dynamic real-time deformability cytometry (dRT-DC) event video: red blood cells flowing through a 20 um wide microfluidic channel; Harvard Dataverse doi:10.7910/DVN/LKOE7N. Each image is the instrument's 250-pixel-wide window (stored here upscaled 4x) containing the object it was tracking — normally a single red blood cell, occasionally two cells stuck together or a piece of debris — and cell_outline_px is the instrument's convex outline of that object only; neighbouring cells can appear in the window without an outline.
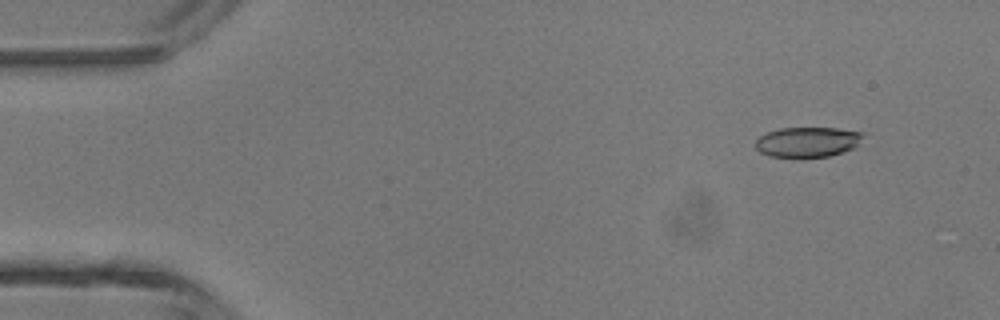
{"species": "common noctule bat (a hibernating species)", "species_latin": "Nyctalus noctula", "temperature_condition": "room temperature", "stored_images_in_passage": 4, "camera_frame_rate_fps": 3000, "um_per_image_px": 0.085, "animal": {"sex": "male", "body_mass_g": 13.3}, "frame": {"image": 1, "passage_image": 2, "time_ms": 0.333, "image_size_px": [1000, 320], "cell_outline_px": [[864, 136], [860, 144], [856, 148], [844, 152], [828, 156], [800, 160], [768, 156], [760, 152], [756, 148], [756, 140], [760, 136], [768, 132], [780, 128], [836, 128], [864, 132]], "centroid_in_image_um": [68.67, 12.11], "position_along_channel_um": 16.3, "area_um2": 19.71}}